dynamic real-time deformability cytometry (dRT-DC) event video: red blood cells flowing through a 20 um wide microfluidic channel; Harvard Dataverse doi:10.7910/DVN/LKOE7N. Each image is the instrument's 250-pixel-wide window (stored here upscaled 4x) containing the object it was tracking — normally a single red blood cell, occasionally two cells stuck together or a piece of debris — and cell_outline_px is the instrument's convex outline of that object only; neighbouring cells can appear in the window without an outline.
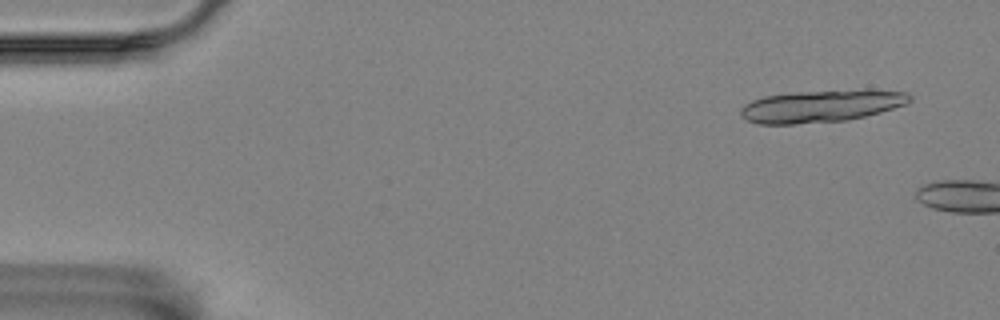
{"species": "Egyptian fruit bat (a non-hibernating species)", "species_latin": "Rousettus aegyptiacus", "temperature_condition": "room temperature", "stored_images_in_passage": 2, "camera_frame_rate_fps": 3000, "um_per_image_px": 0.085, "animal": {"sex": "female"}, "frame": {"image": 1, "passage_image": 1, "time_ms": 0.0, "image_size_px": [1000, 320], "cell_outline_px": [[912, 100], [908, 104], [880, 112], [848, 120], [792, 124], [756, 124], [748, 120], [740, 112], [740, 108], [744, 104], [752, 100], [764, 96], [796, 92], [864, 88], [908, 92], [912, 96]], "centroid_in_image_um": [69.88, 8.99], "position_along_channel_um": 15.1, "area_um2": 32.25}}